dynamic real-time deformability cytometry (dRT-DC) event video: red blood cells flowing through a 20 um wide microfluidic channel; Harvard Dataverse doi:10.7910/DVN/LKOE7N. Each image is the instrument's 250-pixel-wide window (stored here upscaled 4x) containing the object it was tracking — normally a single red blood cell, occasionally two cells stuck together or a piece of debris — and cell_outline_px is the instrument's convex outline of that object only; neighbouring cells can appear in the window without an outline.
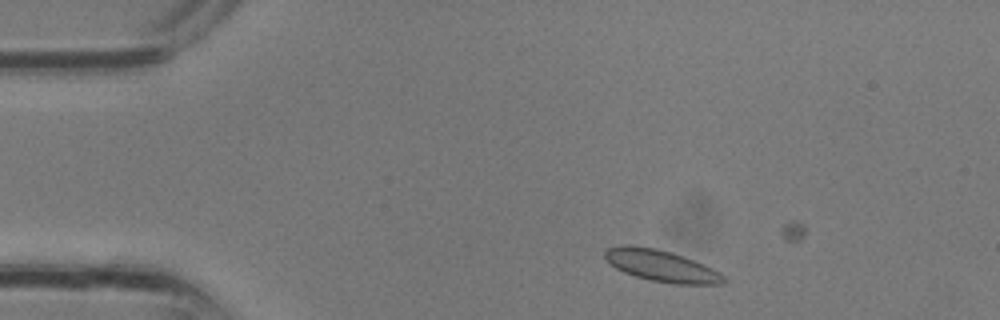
{"species": "common noctule bat (a hibernating species)", "species_latin": "Nyctalus noctula", "temperature_condition": "room temperature", "stored_images_in_passage": 2, "camera_frame_rate_fps": 3000, "um_per_image_px": 0.085, "animal": {"sex": "male", "body_mass_g": 13.3}, "frame": {"image": 1, "passage_image": 1, "time_ms": 0.0, "image_size_px": [1000, 320], "cell_outline_px": [[728, 280], [720, 284], [672, 284], [648, 280], [624, 272], [616, 268], [604, 256], [604, 252], [608, 248], [620, 244], [628, 244], [656, 248], [672, 252], [684, 256], [704, 264], [720, 272]], "centroid_in_image_um": [56.23, 22.58], "position_along_channel_um": 28.8, "area_um2": 22.02}}